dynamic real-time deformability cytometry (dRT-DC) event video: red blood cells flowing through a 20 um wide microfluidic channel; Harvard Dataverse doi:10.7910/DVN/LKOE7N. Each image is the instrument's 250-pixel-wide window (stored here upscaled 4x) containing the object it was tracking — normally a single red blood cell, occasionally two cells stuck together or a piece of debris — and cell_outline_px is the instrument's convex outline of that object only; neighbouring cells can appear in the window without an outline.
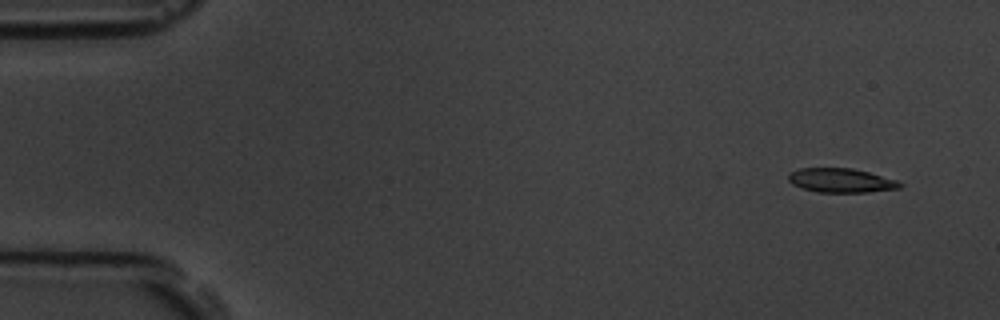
{"species": "common noctule bat (a hibernating species)", "species_latin": "Nyctalus noctula", "temperature_condition": "room temperature", "stored_images_in_passage": 6, "segment_of_instrument_passage": [1, 2], "camera_frame_rate_fps": 3000, "um_per_image_px": 0.085, "animal": {"sex": "male", "body_mass_g": 19.5, "forearm_length_mm": 54.6}, "frame": {"image": 1, "passage_image": 2, "time_ms": 1.0, "image_size_px": [1000, 320], "cell_outline_px": [[904, 184], [900, 188], [868, 192], [816, 192], [800, 188], [792, 184], [788, 180], [788, 172], [800, 168], [852, 168], [868, 172], [896, 180]], "centroid_in_image_um": [71.44, 15.34], "position_along_channel_um": 13.6, "area_um2": 15.78}}
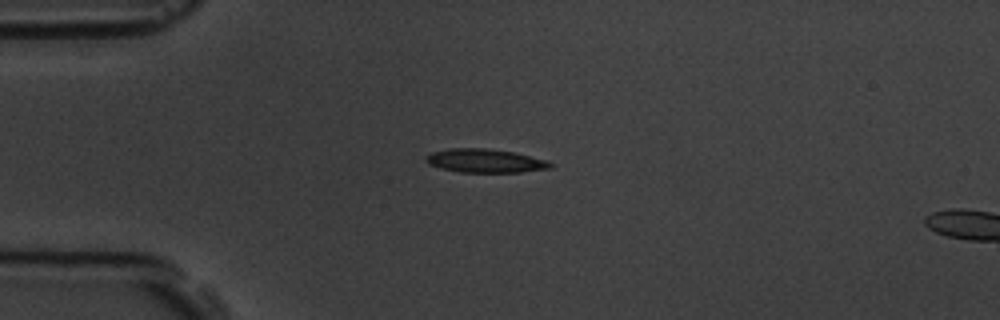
{"frame": {"image": 2, "passage_image": 5, "time_ms": 4.333, "image_size_px": [1000, 320], "cell_outline_px": [[552, 168], [520, 172], [460, 172], [440, 168], [428, 164], [424, 160], [432, 152], [448, 148], [488, 148], [512, 152], [548, 160], [552, 164]], "centroid_in_image_um": [41.23, 13.66], "position_along_channel_um": 43.8, "area_um2": 17.11}}